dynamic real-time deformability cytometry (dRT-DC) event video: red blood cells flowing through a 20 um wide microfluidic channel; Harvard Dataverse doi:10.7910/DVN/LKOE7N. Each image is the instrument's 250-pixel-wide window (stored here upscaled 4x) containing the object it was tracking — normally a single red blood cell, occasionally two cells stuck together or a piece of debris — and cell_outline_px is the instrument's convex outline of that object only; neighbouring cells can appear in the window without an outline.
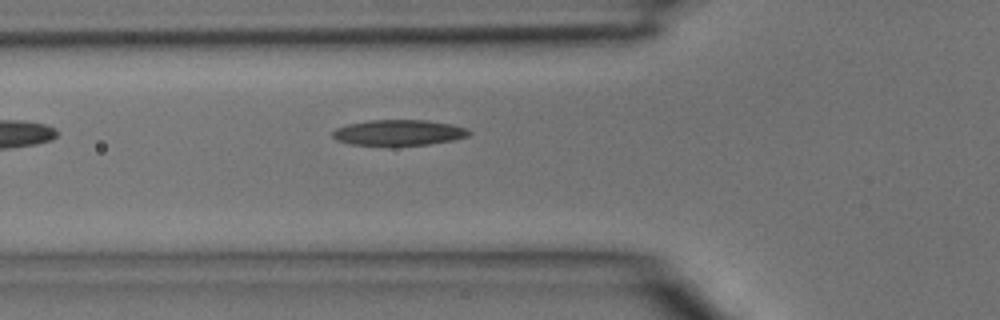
{"species": "common noctule bat (a hibernating species)", "species_latin": "Nyctalus noctula", "temperature_condition": "room temperature", "stored_images_in_passage": 4, "camera_frame_rate_fps": 3000, "um_per_image_px": 0.085, "animal": {"sex": "male", "body_mass_g": 15.6}, "frame": {"image": 1, "passage_image": 4, "time_ms": 1.0, "image_size_px": [1000, 320], "cell_outline_px": [[472, 132], [468, 136], [452, 140], [428, 144], [352, 144], [336, 140], [332, 136], [332, 132], [336, 128], [348, 124], [368, 120], [424, 120], [452, 124], [468, 128]], "centroid_in_image_um": [33.91, 11.25], "position_along_channel_um": 91.9, "area_um2": 20.06}}